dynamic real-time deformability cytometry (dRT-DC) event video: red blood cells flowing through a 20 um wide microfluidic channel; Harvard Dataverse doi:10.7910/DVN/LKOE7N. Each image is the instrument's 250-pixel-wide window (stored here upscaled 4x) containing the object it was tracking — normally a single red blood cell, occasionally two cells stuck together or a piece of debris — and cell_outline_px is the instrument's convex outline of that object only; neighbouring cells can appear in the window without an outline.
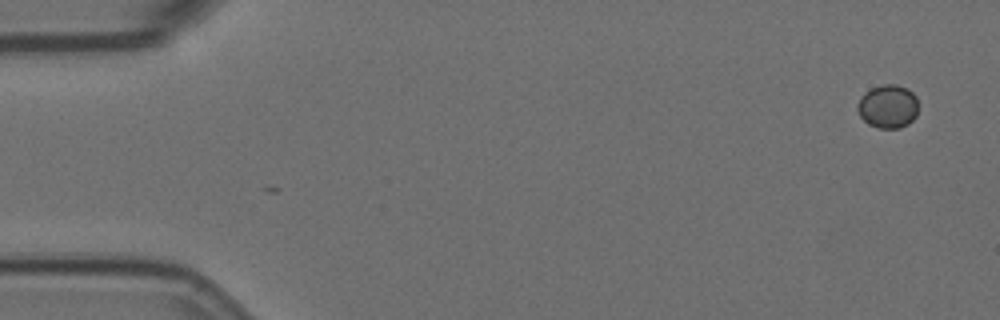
{"species": "Egyptian fruit bat (a non-hibernating species)", "species_latin": "Rousettus aegyptiacus", "temperature_condition": "room temperature", "stored_images_in_passage": 2, "camera_frame_rate_fps": 3000, "um_per_image_px": 0.085, "animal": {"sex": "female"}, "frame": {"image": 1, "passage_image": 2, "time_ms": 0.333, "image_size_px": [1000, 320], "cell_outline_px": [[916, 116], [908, 124], [900, 128], [876, 128], [868, 124], [860, 116], [856, 108], [856, 104], [860, 96], [864, 92], [872, 88], [884, 84], [896, 84], [908, 88], [916, 96]], "centroid_in_image_um": [75.44, 9.04], "position_along_channel_um": 9.6, "area_um2": 15.55}}